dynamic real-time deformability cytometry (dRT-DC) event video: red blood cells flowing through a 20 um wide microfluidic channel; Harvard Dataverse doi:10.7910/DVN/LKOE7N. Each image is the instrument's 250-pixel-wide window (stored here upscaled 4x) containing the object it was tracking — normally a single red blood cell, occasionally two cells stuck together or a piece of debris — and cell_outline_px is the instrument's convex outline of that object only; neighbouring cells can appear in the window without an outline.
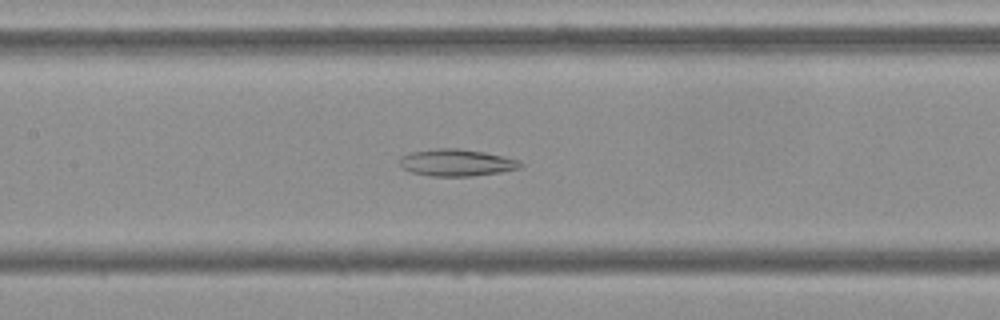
{"species": "Egyptian fruit bat (a non-hibernating species)", "species_latin": "Rousettus aegyptiacus", "temperature_condition": "cold", "stored_images_in_passage": 36, "camera_frame_rate_fps": 3000, "um_per_image_px": 0.085, "frame": {"image": 1, "passage_image": 17, "time_ms": 5.333, "image_size_px": [1000, 320], "cell_outline_px": [[524, 164], [520, 168], [500, 172], [472, 176], [428, 176], [412, 172], [404, 168], [400, 164], [400, 156], [412, 152], [436, 148], [456, 148], [484, 152], [504, 156], [520, 160]], "centroid_in_image_um": [38.83, 13.82], "position_along_channel_um": 168.6, "area_um2": 18.96}}
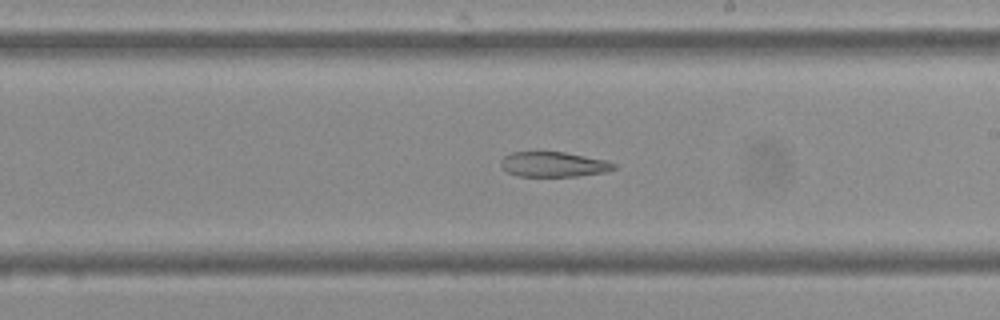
{"frame": {"image": 2, "passage_image": 23, "time_ms": 7.333, "image_size_px": [1000, 320], "cell_outline_px": [[616, 168], [608, 172], [576, 176], [520, 176], [508, 172], [500, 164], [500, 160], [504, 156], [512, 152], [564, 152], [608, 160], [616, 164]], "centroid_in_image_um": [47.1, 13.97], "position_along_channel_um": 241.9, "area_um2": 16.53}}
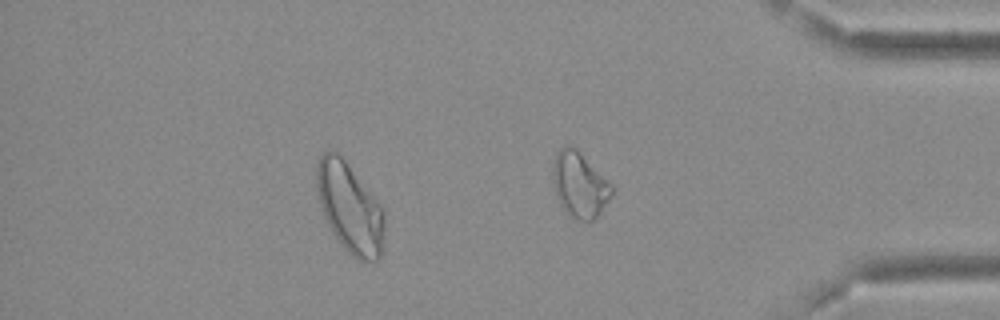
{"frame": {"image": 3, "passage_image": 36, "time_ms": 11.667, "image_size_px": [1000, 320], "cell_outline_px": [[616, 188], [612, 196], [600, 212], [588, 224], [568, 216], [564, 212], [556, 196], [552, 180], [552, 168], [556, 152], [560, 148], [576, 148]], "centroid_in_image_um": [49.27, 15.76], "position_along_channel_um": 385.9, "area_um2": 22.72}, "authors_computed_cell_mechanics": {"area_um2": 19.5364, "velocity_mm_per_s": 3.6829, "shape_relaxation_time_tau1_ms": null, "shape_relaxation_time_tau2_ms": 10.0967, "deformation_change_tau1": null, "deformation_change_tau2": 0.1842}}